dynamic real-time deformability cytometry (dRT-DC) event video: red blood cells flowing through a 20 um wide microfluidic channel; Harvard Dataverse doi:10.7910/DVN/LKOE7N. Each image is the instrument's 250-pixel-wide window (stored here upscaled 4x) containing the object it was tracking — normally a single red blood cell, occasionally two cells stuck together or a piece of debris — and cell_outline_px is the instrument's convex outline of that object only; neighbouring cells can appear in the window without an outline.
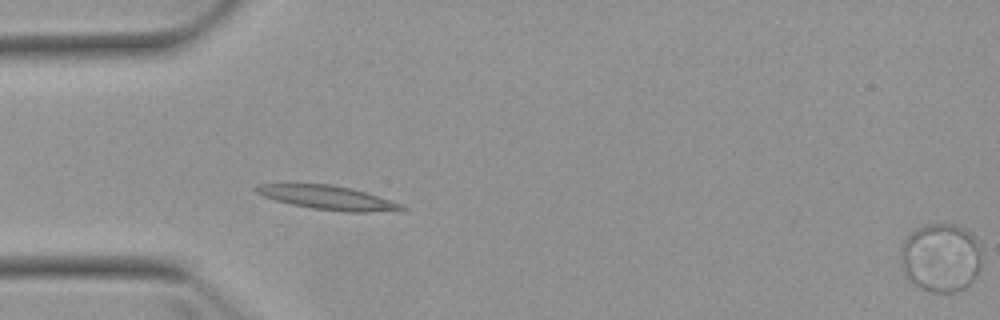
{"species": "Egyptian fruit bat (a non-hibernating species)", "species_latin": "Rousettus aegyptiacus", "temperature_condition": "warm", "stored_images_in_passage": 4, "camera_frame_rate_fps": 3000, "um_per_image_px": 0.085, "animal": {"sex": "female"}, "frame": {"image": 1, "passage_image": 4, "time_ms": 3.333, "image_size_px": [1000, 320], "cell_outline_px": [[984, 252], [980, 268], [976, 276], [964, 288], [952, 292], [932, 292], [920, 288], [904, 272], [900, 260], [900, 248], [904, 240], [916, 228], [928, 224], [960, 224], [972, 232], [980, 244]], "centroid_in_image_um": [80.02, 21.86], "position_along_channel_um": 5.0, "area_um2": 32.95}}